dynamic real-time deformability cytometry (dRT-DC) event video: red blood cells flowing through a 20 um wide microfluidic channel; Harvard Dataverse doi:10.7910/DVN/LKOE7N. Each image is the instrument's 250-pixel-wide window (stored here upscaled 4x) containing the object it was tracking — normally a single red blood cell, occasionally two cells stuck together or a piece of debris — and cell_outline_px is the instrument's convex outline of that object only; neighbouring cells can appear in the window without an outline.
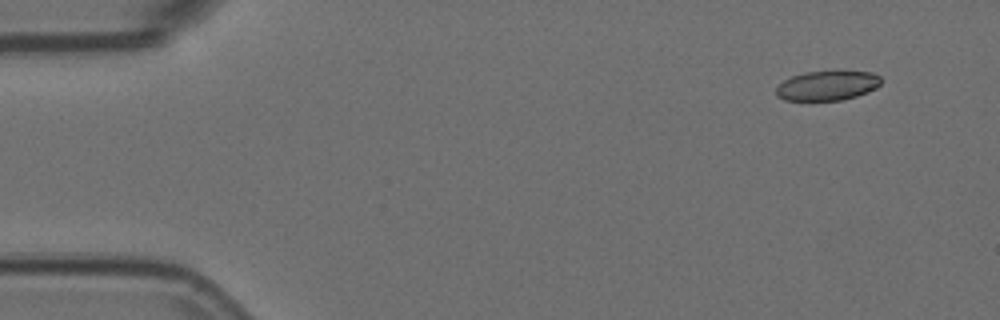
{"species": "Egyptian fruit bat (a non-hibernating species)", "species_latin": "Rousettus aegyptiacus", "temperature_condition": "room temperature", "stored_images_in_passage": 14, "camera_frame_rate_fps": 3000, "um_per_image_px": 0.085, "animal": {"sex": "female"}, "frame": {"image": 1, "passage_image": 1, "time_ms": 0.0, "image_size_px": [1000, 320], "cell_outline_px": [[880, 84], [876, 88], [856, 96], [840, 100], [784, 100], [776, 96], [776, 88], [784, 80], [792, 76], [804, 72], [872, 72], [880, 76]], "centroid_in_image_um": [70.29, 7.28], "position_along_channel_um": 14.7, "area_um2": 17.8}}
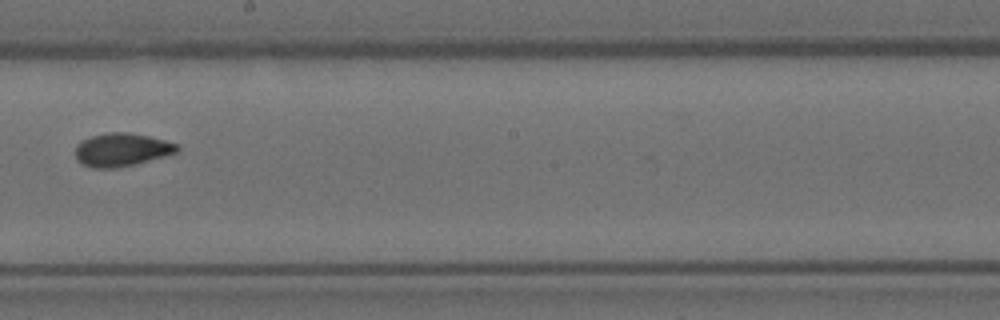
{"frame": {"image": 2, "passage_image": 8, "time_ms": 2.333, "image_size_px": [1000, 320], "cell_outline_px": [[180, 148], [176, 152], [164, 156], [116, 168], [92, 168], [76, 160], [76, 144], [80, 140], [92, 136], [108, 132], [128, 132], [148, 136], [180, 144]], "centroid_in_image_um": [10.32, 12.71], "position_along_channel_um": 237.9, "area_um2": 19.59}}
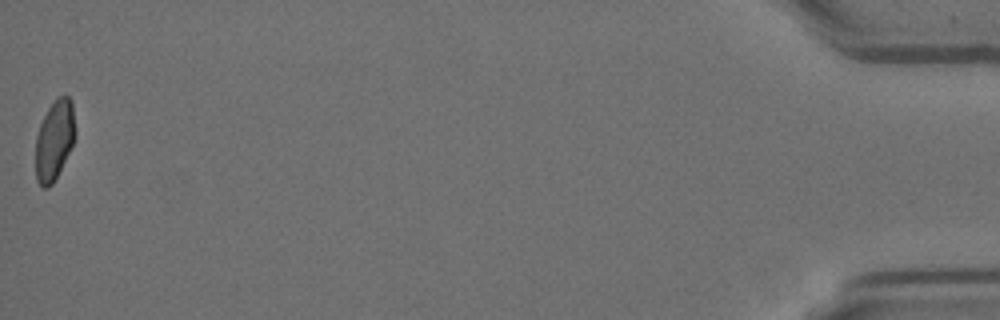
{"frame": {"image": 3, "passage_image": 14, "time_ms": 4.333, "image_size_px": [1000, 320], "cell_outline_px": [[76, 136], [52, 184], [48, 188], [44, 188], [36, 180], [36, 136], [40, 124], [48, 108], [56, 96], [68, 96], [72, 100], [76, 132]], "centroid_in_image_um": [4.63, 11.86], "position_along_channel_um": 430.6, "area_um2": 18.32}}